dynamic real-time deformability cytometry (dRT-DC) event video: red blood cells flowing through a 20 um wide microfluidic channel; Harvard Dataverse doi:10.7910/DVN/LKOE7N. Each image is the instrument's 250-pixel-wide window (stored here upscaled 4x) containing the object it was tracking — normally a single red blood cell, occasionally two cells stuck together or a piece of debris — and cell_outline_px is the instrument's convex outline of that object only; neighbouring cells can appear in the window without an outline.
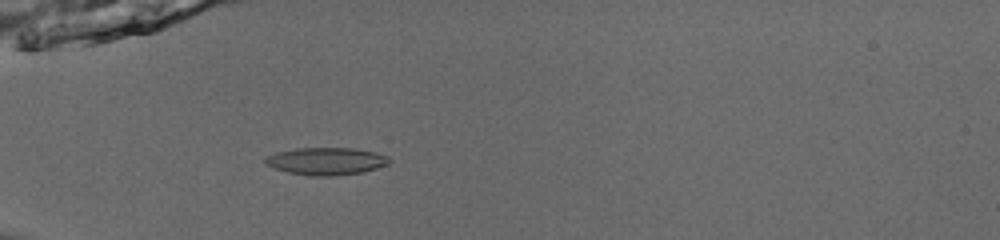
{"species": "common noctule bat (a hibernating species)", "species_latin": "Nyctalus noctula", "temperature_condition": "room temperature", "stored_images_in_passage": 53, "camera_frame_rate_fps": 3000, "um_per_image_px": 0.085, "animal": {"sex": "male", "body_mass_g": 13.0, "forearm_length_mm": 53.1}, "frame": {"image": 1, "passage_image": 19, "time_ms": 6.0, "image_size_px": [1000, 240], "cell_outline_px": [[392, 160], [388, 164], [376, 168], [360, 172], [332, 176], [312, 176], [288, 172], [264, 164], [264, 156], [276, 152], [296, 148], [356, 148], [376, 152], [388, 156]], "centroid_in_image_um": [27.72, 13.69], "position_along_channel_um": 57.3, "area_um2": 19.88}}
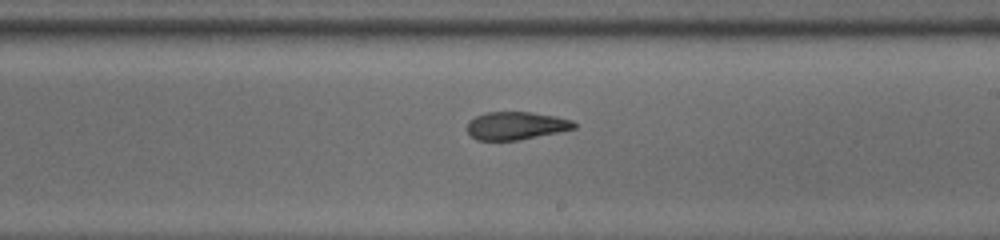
{"frame": {"image": 2, "passage_image": 34, "time_ms": 11.0, "image_size_px": [1000, 240], "cell_outline_px": [[576, 128], [520, 140], [476, 140], [468, 132], [468, 120], [484, 112], [532, 112], [556, 116], [572, 120], [576, 124]], "centroid_in_image_um": [43.86, 10.68], "position_along_channel_um": 245.1, "area_um2": 17.4}}
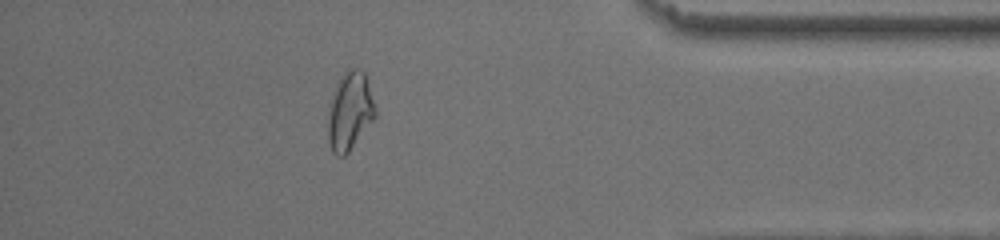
{"frame": {"image": 3, "passage_image": 48, "time_ms": 15.667, "image_size_px": [1000, 240], "cell_outline_px": [[376, 116], [348, 152], [344, 156], [340, 156], [332, 152], [328, 140], [328, 120], [332, 100], [336, 88], [340, 80], [348, 68], [356, 68], [364, 72], [376, 108]], "centroid_in_image_um": [29.75, 9.48], "position_along_channel_um": 405.4, "area_um2": 20.81}, "authors_computed_cell_mechanics": {"area_um2": 18.9006, "velocity_mm_per_s": 3.9583, "shape_relaxation_time_tau1_ms": 5.0879, "shape_relaxation_time_tau2_ms": 2.3009, "deformation_change_tau1": 0.1697, "deformation_change_tau2": 0.0779}}